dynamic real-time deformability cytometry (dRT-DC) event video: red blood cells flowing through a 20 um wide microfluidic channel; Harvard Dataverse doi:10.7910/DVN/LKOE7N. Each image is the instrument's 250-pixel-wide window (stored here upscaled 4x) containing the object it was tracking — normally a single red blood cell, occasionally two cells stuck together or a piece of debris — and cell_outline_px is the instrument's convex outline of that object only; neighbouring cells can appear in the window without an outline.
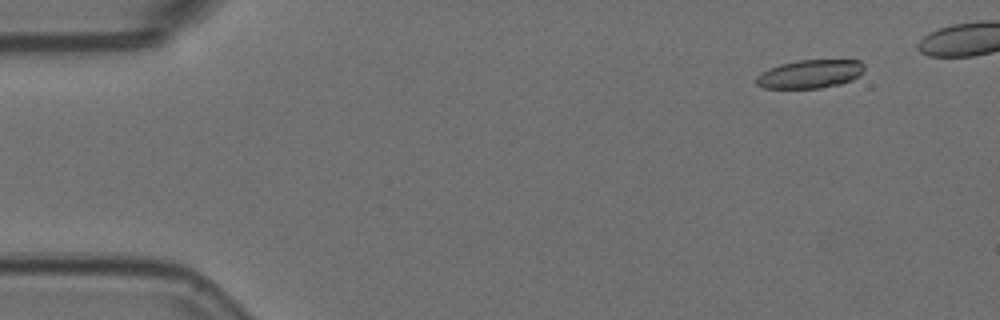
{"species": "Egyptian fruit bat (a non-hibernating species)", "species_latin": "Rousettus aegyptiacus", "temperature_condition": "room temperature", "stored_images_in_passage": 6, "camera_frame_rate_fps": 3000, "um_per_image_px": 0.085, "animal": {"sex": "female"}, "frame": {"image": 1, "passage_image": 2, "time_ms": 0.333, "image_size_px": [1000, 320], "cell_outline_px": [[864, 68], [852, 80], [840, 84], [820, 88], [764, 88], [756, 84], [756, 76], [760, 72], [768, 68], [780, 64], [800, 60], [860, 60], [864, 64]], "centroid_in_image_um": [68.81, 6.29], "position_along_channel_um": 16.2, "area_um2": 17.86}}
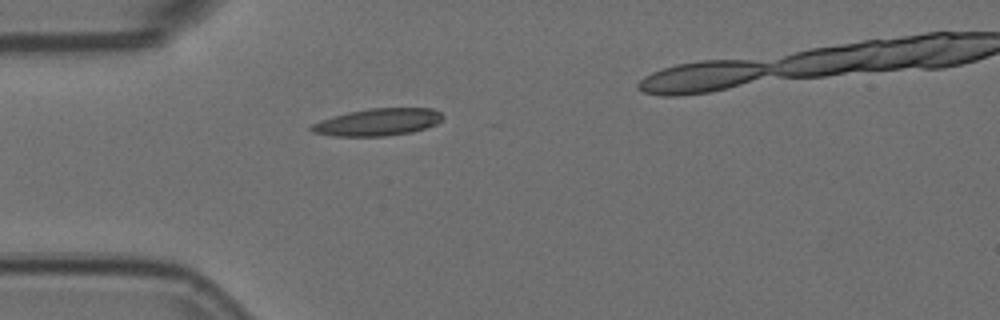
{"frame": {"image": 2, "passage_image": 5, "time_ms": 1.333, "image_size_px": [1000, 320], "cell_outline_px": [[444, 116], [436, 124], [412, 132], [384, 136], [332, 136], [312, 132], [308, 128], [312, 124], [332, 116], [348, 112], [372, 108], [432, 108], [440, 112]], "centroid_in_image_um": [32.09, 10.38], "position_along_channel_um": 52.9, "area_um2": 20.75}}